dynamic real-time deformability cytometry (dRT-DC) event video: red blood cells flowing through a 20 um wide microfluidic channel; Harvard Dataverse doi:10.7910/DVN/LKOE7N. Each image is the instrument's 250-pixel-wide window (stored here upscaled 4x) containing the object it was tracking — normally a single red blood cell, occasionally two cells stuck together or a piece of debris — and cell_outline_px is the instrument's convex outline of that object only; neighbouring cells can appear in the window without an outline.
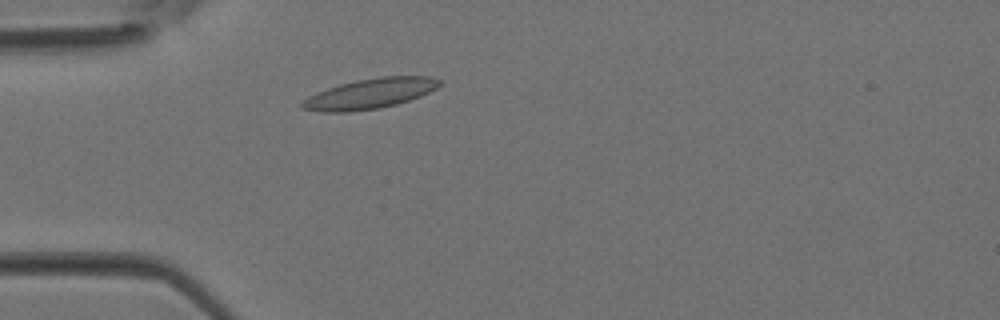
{"species": "Egyptian fruit bat (a non-hibernating species)", "species_latin": "Rousettus aegyptiacus", "temperature_condition": "room temperature", "stored_images_in_passage": 1, "camera_frame_rate_fps": 3000, "um_per_image_px": 0.085, "animal": {"sex": "female"}, "frame": {"image": 1, "passage_image": 1, "time_ms": 0.0, "image_size_px": [1000, 320], "cell_outline_px": [[444, 84], [420, 96], [396, 104], [376, 108], [348, 112], [320, 112], [300, 108], [300, 104], [308, 96], [316, 92], [340, 84], [356, 80], [380, 76], [432, 76], [440, 80]], "centroid_in_image_um": [31.44, 7.95], "position_along_channel_um": 53.6, "area_um2": 24.16}}